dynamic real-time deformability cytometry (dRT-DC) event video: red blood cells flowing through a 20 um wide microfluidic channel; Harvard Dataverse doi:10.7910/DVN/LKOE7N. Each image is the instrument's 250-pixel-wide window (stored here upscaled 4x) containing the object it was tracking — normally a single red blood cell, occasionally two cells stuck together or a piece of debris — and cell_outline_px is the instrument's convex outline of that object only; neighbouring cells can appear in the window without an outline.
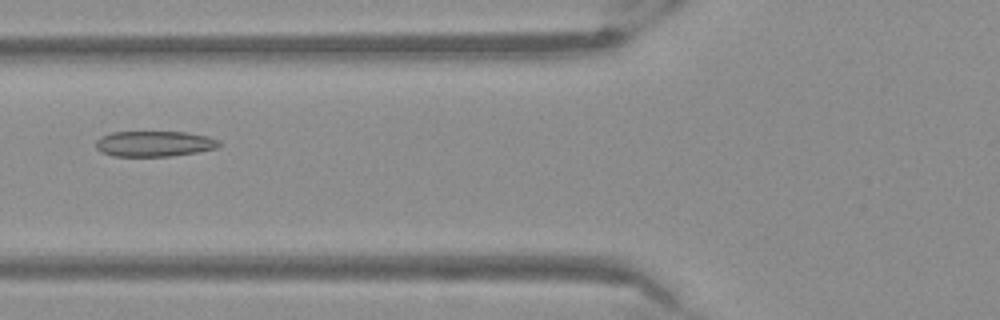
{"species": "Egyptian fruit bat (a non-hibernating species)", "species_latin": "Rousettus aegyptiacus", "temperature_condition": "warm", "stored_images_in_passage": 53, "camera_frame_rate_fps": 3000, "um_per_image_px": 0.085, "frame": {"image": 1, "passage_image": 21, "time_ms": 6.667, "image_size_px": [1000, 320], "cell_outline_px": [[224, 144], [216, 148], [196, 152], [168, 156], [112, 156], [100, 152], [96, 148], [96, 140], [100, 136], [112, 132], [188, 132], [208, 136], [220, 140]], "centroid_in_image_um": [13.12, 12.21], "position_along_channel_um": 112.7, "area_um2": 18.55}}
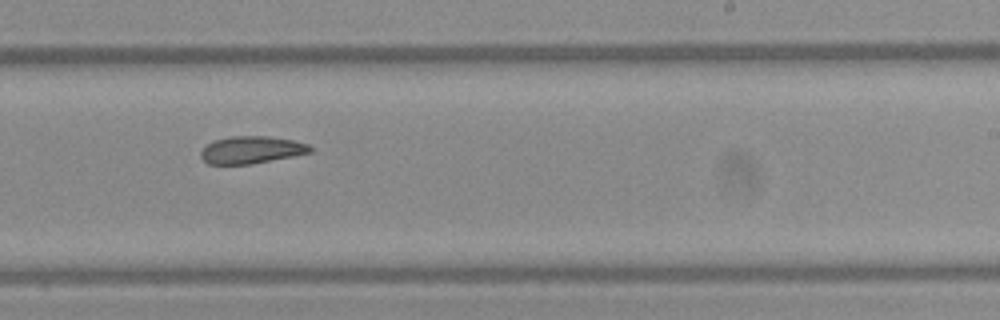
{"frame": {"image": 2, "passage_image": 33, "time_ms": 10.667, "image_size_px": [1000, 320], "cell_outline_px": [[312, 152], [252, 164], [208, 164], [200, 156], [200, 152], [212, 140], [232, 136], [268, 136], [292, 140], [308, 144], [312, 148]], "centroid_in_image_um": [21.36, 12.73], "position_along_channel_um": 267.6, "area_um2": 17.34}}
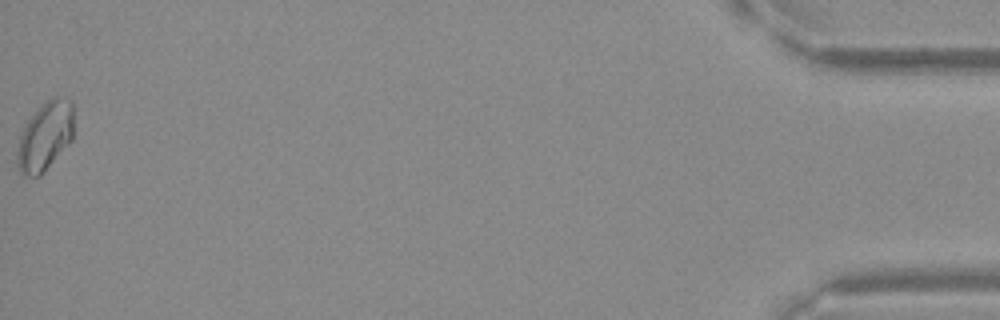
{"frame": {"image": 3, "passage_image": 53, "time_ms": 17.333, "image_size_px": [1000, 320], "cell_outline_px": [[72, 140], [44, 172], [40, 176], [24, 176], [20, 172], [16, 160], [16, 152], [20, 136], [28, 120], [52, 96], [60, 96], [72, 100]], "centroid_in_image_um": [3.83, 11.6], "position_along_channel_um": 431.4, "area_um2": 22.43}}